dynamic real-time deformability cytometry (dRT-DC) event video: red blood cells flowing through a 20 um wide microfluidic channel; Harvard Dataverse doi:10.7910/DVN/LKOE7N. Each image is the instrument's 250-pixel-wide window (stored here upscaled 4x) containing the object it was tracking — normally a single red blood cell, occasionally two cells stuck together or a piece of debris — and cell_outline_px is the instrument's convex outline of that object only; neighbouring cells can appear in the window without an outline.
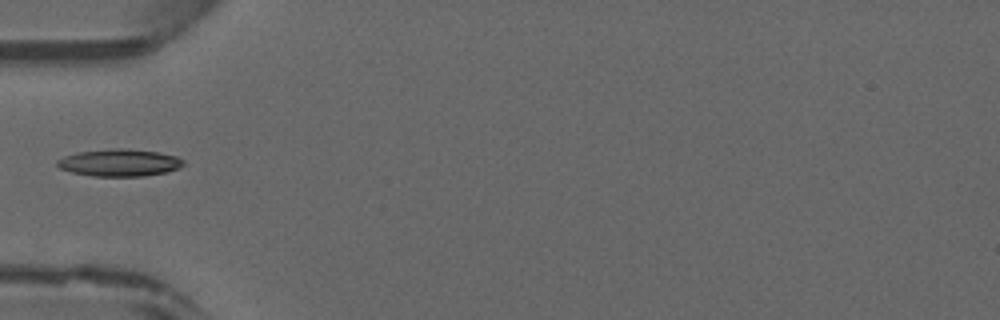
{"species": "common noctule bat (a hibernating species)", "species_latin": "Nyctalus noctula", "temperature_condition": "warm", "stored_images_in_passage": 20, "camera_frame_rate_fps": 3000, "um_per_image_px": 0.085, "animal": {"sex": "male", "forearm_length_mm": 52.5}, "frame": {"image": 1, "passage_image": 1, "time_ms": 0.0, "image_size_px": [1000, 320], "cell_outline_px": [[184, 164], [180, 168], [168, 172], [144, 176], [92, 176], [72, 172], [60, 168], [56, 164], [56, 160], [64, 156], [76, 152], [112, 148], [124, 148], [156, 152], [176, 156], [184, 160]], "centroid_in_image_um": [10.15, 13.83], "position_along_channel_um": 74.8, "area_um2": 20.11}}